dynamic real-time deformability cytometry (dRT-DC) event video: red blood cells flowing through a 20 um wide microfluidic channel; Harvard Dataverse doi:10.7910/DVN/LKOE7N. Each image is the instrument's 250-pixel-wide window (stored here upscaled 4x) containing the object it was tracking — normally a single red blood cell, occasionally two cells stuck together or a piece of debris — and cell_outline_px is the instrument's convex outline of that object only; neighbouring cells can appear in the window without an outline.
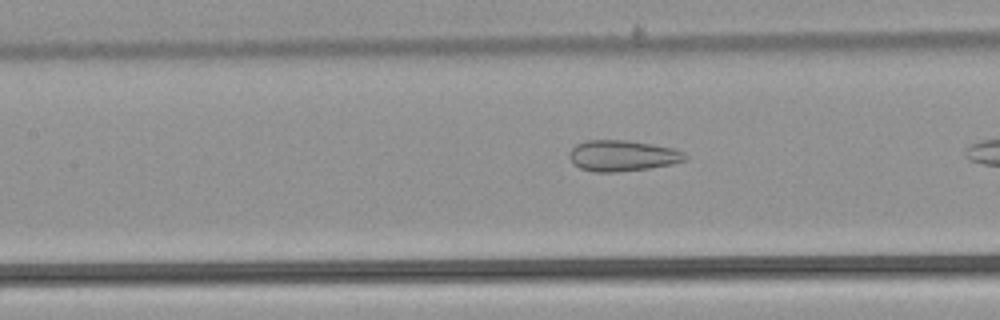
{"species": "common noctule bat (a hibernating species)", "species_latin": "Nyctalus noctula", "temperature_condition": "warm", "stored_images_in_passage": 9, "camera_frame_rate_fps": 3000, "um_per_image_px": 0.085, "animal": {"sex": "male", "body_mass_g": 21.5, "forearm_length_mm": 52.0}, "frame": {"image": 1, "passage_image": 8, "time_ms": 2.333, "image_size_px": [1000, 320], "cell_outline_px": [[688, 160], [672, 164], [648, 168], [616, 172], [592, 172], [580, 168], [572, 164], [568, 156], [572, 148], [576, 144], [584, 140], [624, 140], [672, 148], [684, 152], [688, 156]], "centroid_in_image_um": [52.87, 13.24], "position_along_channel_um": 154.5, "area_um2": 20.92}}